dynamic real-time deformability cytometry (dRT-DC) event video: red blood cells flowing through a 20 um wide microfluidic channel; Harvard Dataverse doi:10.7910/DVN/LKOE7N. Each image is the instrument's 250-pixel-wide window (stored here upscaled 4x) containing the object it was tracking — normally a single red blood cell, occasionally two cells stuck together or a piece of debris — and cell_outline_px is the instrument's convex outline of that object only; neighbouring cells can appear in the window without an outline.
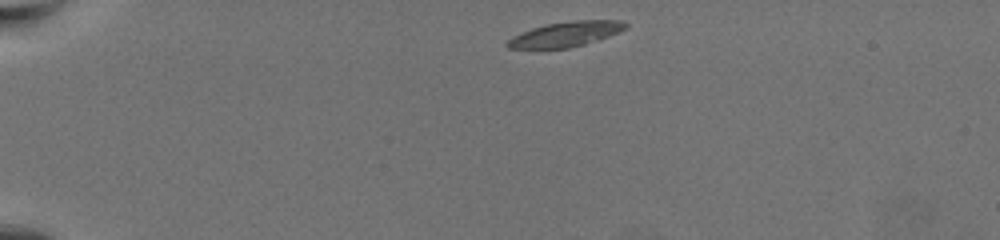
{"species": "common noctule bat (a hibernating species)", "species_latin": "Nyctalus noctula", "temperature_condition": "warm", "stored_images_in_passage": 50, "camera_frame_rate_fps": 3000, "um_per_image_px": 0.085, "animal": {"sex": "female", "body_mass_g": 19.5, "forearm_length_mm": 54.1}, "frame": {"image": 1, "passage_image": 1, "time_ms": 0.0, "image_size_px": [1000, 240], "cell_outline_px": [[628, 28], [608, 36], [584, 44], [568, 48], [508, 48], [504, 44], [512, 36], [532, 28], [548, 24], [576, 20], [620, 20], [628, 24]], "centroid_in_image_um": [48.08, 2.9], "position_along_channel_um": 36.9, "area_um2": 16.99}}
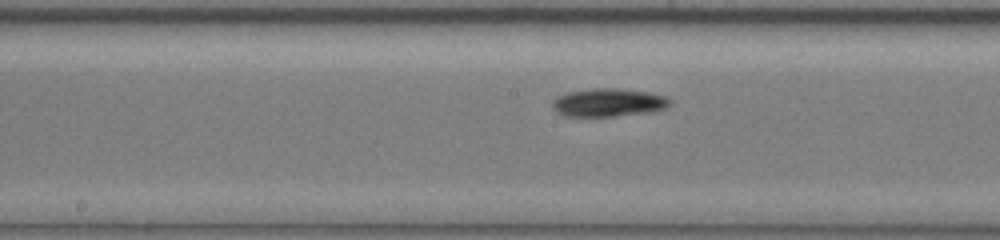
{"frame": {"image": 2, "passage_image": 22, "time_ms": 7.0, "image_size_px": [1000, 240], "cell_outline_px": [[672, 104], [664, 108], [648, 112], [612, 116], [564, 116], [556, 112], [552, 108], [552, 100], [556, 96], [568, 92], [592, 88], [620, 88], [648, 92], [668, 96], [672, 100]], "centroid_in_image_um": [51.7, 8.7], "position_along_channel_um": 196.5, "area_um2": 19.48}}
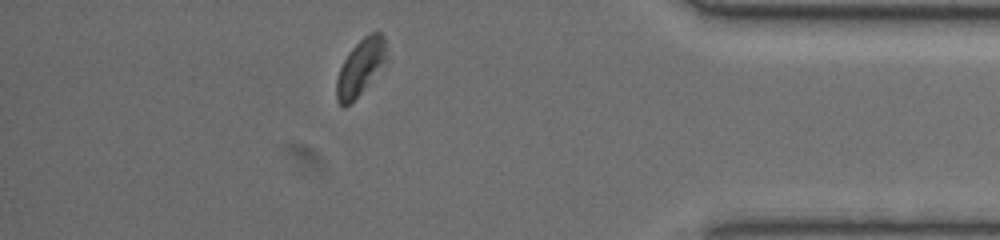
{"frame": {"image": 3, "passage_image": 43, "time_ms": 14.0, "image_size_px": [1000, 240], "cell_outline_px": [[384, 60], [360, 92], [344, 108], [336, 100], [336, 80], [340, 68], [348, 52], [364, 36], [372, 32], [380, 32], [384, 36]], "centroid_in_image_um": [30.55, 5.7], "position_along_channel_um": 404.6, "area_um2": 15.26}, "authors_computed_cell_mechanics": {"area_um2": 17.8891, "velocity_mm_per_s": 3.3559, "shape_relaxation_time_tau1_ms": 4.717, "shape_relaxation_time_tau2_ms": null, "deformation_change_tau1": 0.1234, "deformation_change_tau2": null}}